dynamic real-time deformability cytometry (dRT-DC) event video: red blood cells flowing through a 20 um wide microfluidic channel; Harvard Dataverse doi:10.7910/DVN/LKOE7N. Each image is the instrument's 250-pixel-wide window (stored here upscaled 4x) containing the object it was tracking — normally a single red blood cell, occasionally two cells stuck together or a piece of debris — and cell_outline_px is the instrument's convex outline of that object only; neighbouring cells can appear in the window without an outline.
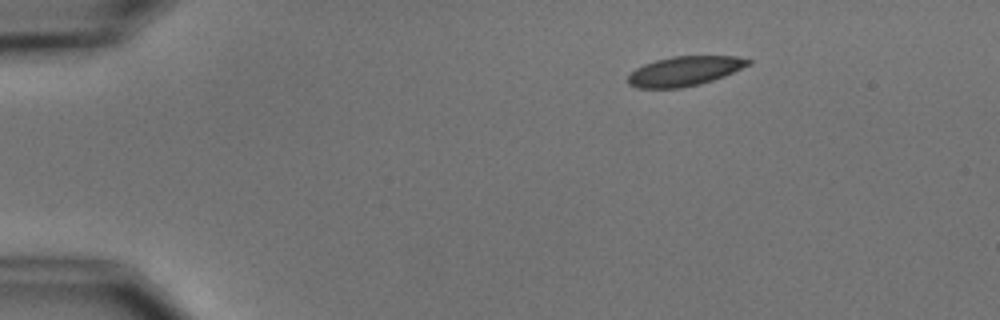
{"species": "common noctule bat (a hibernating species)", "species_latin": "Nyctalus noctula", "temperature_condition": "cold", "stored_images_in_passage": 4, "camera_frame_rate_fps": 3000, "um_per_image_px": 0.085, "animal": {"sex": "male", "body_mass_g": 15.6}, "frame": {"image": 1, "passage_image": 1, "time_ms": 0.0, "image_size_px": [1000, 320], "cell_outline_px": [[752, 64], [724, 76], [700, 84], [680, 88], [636, 88], [628, 84], [624, 80], [636, 68], [644, 64], [656, 60], [672, 56], [736, 56], [752, 60]], "centroid_in_image_um": [58.17, 6.04], "position_along_channel_um": 26.8, "area_um2": 20.87}}
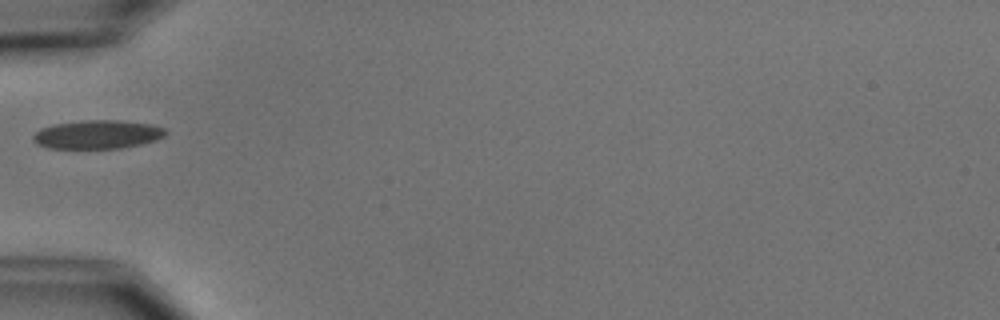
{"frame": {"image": 2, "passage_image": 4, "time_ms": 3.333, "image_size_px": [1000, 320], "cell_outline_px": [[168, 132], [164, 136], [156, 140], [140, 144], [120, 148], [48, 148], [36, 144], [32, 140], [32, 136], [40, 128], [52, 124], [84, 120], [116, 120], [152, 124], [164, 128]], "centroid_in_image_um": [8.26, 11.42], "position_along_channel_um": 76.7, "area_um2": 22.2}}